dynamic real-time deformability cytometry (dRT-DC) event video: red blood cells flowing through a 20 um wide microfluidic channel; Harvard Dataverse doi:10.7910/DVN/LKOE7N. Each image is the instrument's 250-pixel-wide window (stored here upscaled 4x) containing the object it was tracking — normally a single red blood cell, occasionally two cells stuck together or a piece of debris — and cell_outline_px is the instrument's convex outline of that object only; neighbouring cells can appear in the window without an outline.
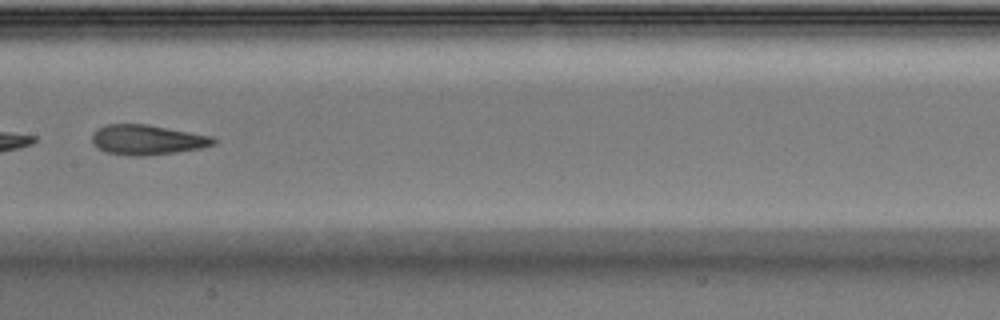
{"species": "Egyptian fruit bat (a non-hibernating species)", "species_latin": "Rousettus aegyptiacus", "temperature_condition": "warm", "stored_images_in_passage": 7, "camera_frame_rate_fps": 3000, "um_per_image_px": 0.085, "animal": {"sex": "male"}, "frame": {"image": 1, "passage_image": 6, "time_ms": 1.667, "image_size_px": [1000, 320], "cell_outline_px": [[216, 144], [200, 148], [176, 152], [144, 156], [136, 156], [108, 152], [100, 148], [92, 140], [92, 136], [96, 128], [108, 124], [148, 124], [212, 136], [216, 140]], "centroid_in_image_um": [12.54, 11.87], "position_along_channel_um": 194.9, "area_um2": 20.98}}
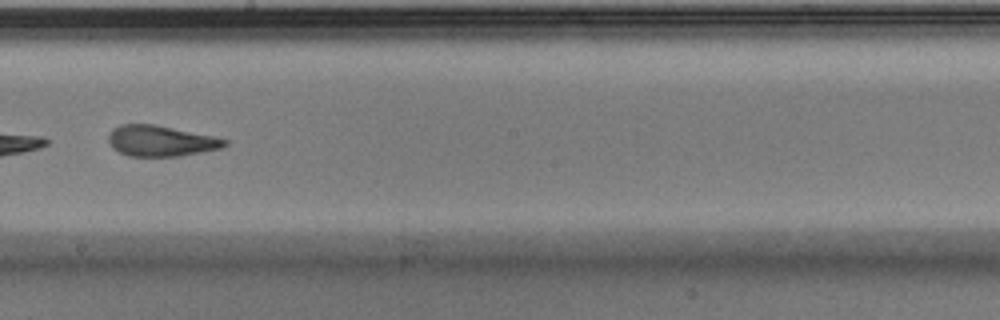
{"frame": {"image": 2, "passage_image": 7, "time_ms": 2.0, "image_size_px": [1000, 320], "cell_outline_px": [[228, 144], [224, 148], [180, 156], [128, 156], [112, 148], [108, 140], [108, 132], [112, 128], [120, 124], [156, 124], [212, 136], [228, 140]], "centroid_in_image_um": [13.65, 11.97], "position_along_channel_um": 234.5, "area_um2": 21.04}}